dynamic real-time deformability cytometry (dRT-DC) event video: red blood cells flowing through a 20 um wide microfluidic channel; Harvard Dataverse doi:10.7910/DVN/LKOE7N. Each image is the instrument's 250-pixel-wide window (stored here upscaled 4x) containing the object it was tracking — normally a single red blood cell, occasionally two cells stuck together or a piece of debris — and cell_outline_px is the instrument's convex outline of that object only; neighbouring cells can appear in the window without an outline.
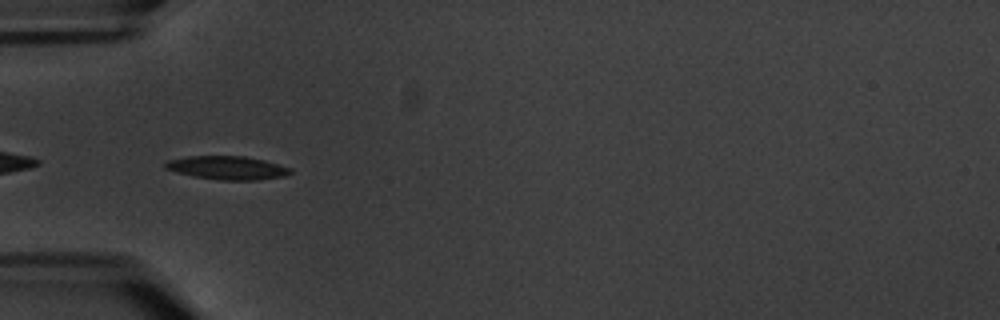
{"species": "common noctule bat (a hibernating species)", "species_latin": "Nyctalus noctula", "temperature_condition": "warm", "stored_images_in_passage": 7, "segment_of_instrument_passage": [2, 2], "camera_frame_rate_fps": 3000, "um_per_image_px": 0.085, "animal": {"sex": "male", "body_mass_g": 20.1, "forearm_length_mm": 53.5}, "frame": {"image": 1, "passage_image": 6, "time_ms": 6.667, "image_size_px": [1000, 320], "cell_outline_px": [[292, 172], [288, 176], [256, 180], [220, 180], [192, 176], [176, 172], [164, 168], [164, 164], [168, 160], [188, 156], [244, 156], [264, 160], [292, 168]], "centroid_in_image_um": [19.34, 14.27], "position_along_channel_um": 65.7, "area_um2": 17.22}}